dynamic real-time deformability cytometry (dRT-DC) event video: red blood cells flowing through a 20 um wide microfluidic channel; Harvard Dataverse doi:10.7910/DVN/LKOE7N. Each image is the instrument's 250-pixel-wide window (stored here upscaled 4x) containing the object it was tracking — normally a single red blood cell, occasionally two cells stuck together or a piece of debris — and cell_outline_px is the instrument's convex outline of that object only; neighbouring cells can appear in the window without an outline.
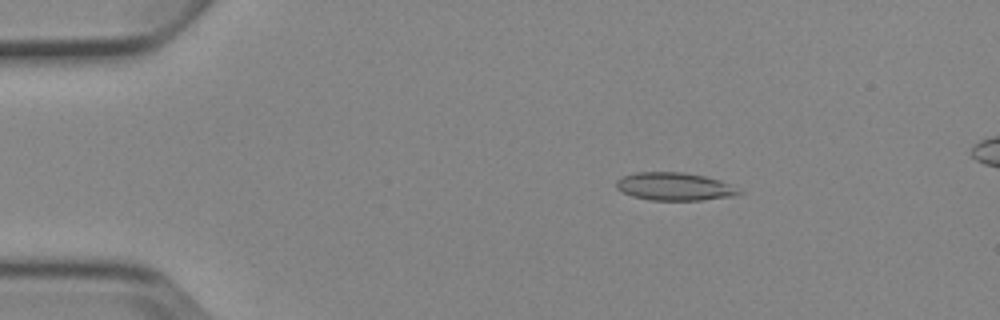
{"species": "Egyptian fruit bat (a non-hibernating species)", "species_latin": "Rousettus aegyptiacus", "temperature_condition": "cold", "stored_images_in_passage": 4, "camera_frame_rate_fps": 3000, "um_per_image_px": 0.085, "animal": {"sex": "female"}, "frame": {"image": 1, "passage_image": 2, "time_ms": 1.333, "image_size_px": [1000, 320], "cell_outline_px": [[744, 192], [736, 196], [700, 200], [652, 200], [632, 196], [616, 188], [616, 180], [624, 176], [636, 172], [684, 172], [704, 176], [720, 180]], "centroid_in_image_um": [57.34, 15.85], "position_along_channel_um": 27.7, "area_um2": 19.88}}